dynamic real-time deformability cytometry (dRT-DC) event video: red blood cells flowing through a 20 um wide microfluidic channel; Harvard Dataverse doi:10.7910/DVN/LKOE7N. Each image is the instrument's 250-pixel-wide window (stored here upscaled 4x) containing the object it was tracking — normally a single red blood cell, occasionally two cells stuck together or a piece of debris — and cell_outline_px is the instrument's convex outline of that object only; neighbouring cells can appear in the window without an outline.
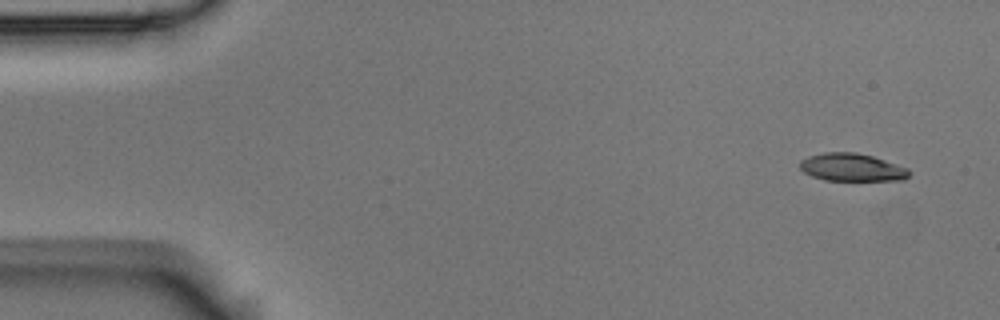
{"species": "Egyptian fruit bat (a non-hibernating species)", "species_latin": "Rousettus aegyptiacus", "temperature_condition": "room temperature", "stored_images_in_passage": 5, "camera_frame_rate_fps": 3000, "um_per_image_px": 0.085, "animal": {"sex": "male"}, "frame": {"image": 1, "passage_image": 1, "time_ms": 0.0, "image_size_px": [1000, 320], "cell_outline_px": [[912, 172], [904, 180], [824, 180], [812, 176], [804, 172], [800, 168], [800, 160], [808, 156], [824, 152], [856, 152], [872, 156], [908, 168]], "centroid_in_image_um": [72.41, 14.22], "position_along_channel_um": 12.6, "area_um2": 17.69}}